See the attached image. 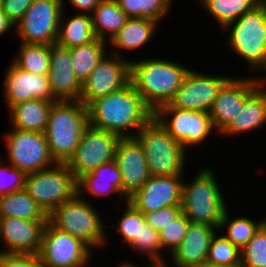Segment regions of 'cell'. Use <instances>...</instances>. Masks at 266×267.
<instances>
[{
    "label": "cell",
    "mask_w": 266,
    "mask_h": 267,
    "mask_svg": "<svg viewBox=\"0 0 266 267\" xmlns=\"http://www.w3.org/2000/svg\"><path fill=\"white\" fill-rule=\"evenodd\" d=\"M35 0H3L1 9L14 24L23 18L26 10Z\"/></svg>",
    "instance_id": "obj_43"
},
{
    "label": "cell",
    "mask_w": 266,
    "mask_h": 267,
    "mask_svg": "<svg viewBox=\"0 0 266 267\" xmlns=\"http://www.w3.org/2000/svg\"><path fill=\"white\" fill-rule=\"evenodd\" d=\"M24 189L47 215L78 194L77 178L65 163L26 174Z\"/></svg>",
    "instance_id": "obj_8"
},
{
    "label": "cell",
    "mask_w": 266,
    "mask_h": 267,
    "mask_svg": "<svg viewBox=\"0 0 266 267\" xmlns=\"http://www.w3.org/2000/svg\"><path fill=\"white\" fill-rule=\"evenodd\" d=\"M240 253L241 267H266V222Z\"/></svg>",
    "instance_id": "obj_37"
},
{
    "label": "cell",
    "mask_w": 266,
    "mask_h": 267,
    "mask_svg": "<svg viewBox=\"0 0 266 267\" xmlns=\"http://www.w3.org/2000/svg\"><path fill=\"white\" fill-rule=\"evenodd\" d=\"M89 199H83L78 194L60 204L48 215V222L58 230L69 233L71 236L82 240L92 250L104 249L108 242L104 216ZM106 226V227H105ZM108 242V243H107Z\"/></svg>",
    "instance_id": "obj_6"
},
{
    "label": "cell",
    "mask_w": 266,
    "mask_h": 267,
    "mask_svg": "<svg viewBox=\"0 0 266 267\" xmlns=\"http://www.w3.org/2000/svg\"><path fill=\"white\" fill-rule=\"evenodd\" d=\"M230 214L231 213L230 211L228 212L227 208L218 231H221L220 233L223 232L221 235L241 251V249L254 237L259 228L266 222V218H261L256 221L241 215L232 217Z\"/></svg>",
    "instance_id": "obj_30"
},
{
    "label": "cell",
    "mask_w": 266,
    "mask_h": 267,
    "mask_svg": "<svg viewBox=\"0 0 266 267\" xmlns=\"http://www.w3.org/2000/svg\"><path fill=\"white\" fill-rule=\"evenodd\" d=\"M77 184L78 195L83 199H87V195L100 199L117 194L121 199L124 198L123 203L128 201L123 195L122 176L115 159L83 174L77 179Z\"/></svg>",
    "instance_id": "obj_22"
},
{
    "label": "cell",
    "mask_w": 266,
    "mask_h": 267,
    "mask_svg": "<svg viewBox=\"0 0 266 267\" xmlns=\"http://www.w3.org/2000/svg\"><path fill=\"white\" fill-rule=\"evenodd\" d=\"M7 217L48 221V215L25 189L0 196V218Z\"/></svg>",
    "instance_id": "obj_29"
},
{
    "label": "cell",
    "mask_w": 266,
    "mask_h": 267,
    "mask_svg": "<svg viewBox=\"0 0 266 267\" xmlns=\"http://www.w3.org/2000/svg\"><path fill=\"white\" fill-rule=\"evenodd\" d=\"M182 213L181 206H168L154 212L144 214L145 221L153 229L160 232Z\"/></svg>",
    "instance_id": "obj_41"
},
{
    "label": "cell",
    "mask_w": 266,
    "mask_h": 267,
    "mask_svg": "<svg viewBox=\"0 0 266 267\" xmlns=\"http://www.w3.org/2000/svg\"><path fill=\"white\" fill-rule=\"evenodd\" d=\"M154 117L187 151L197 146L201 148L200 145L210 135H219L213 127L209 112L173 108L166 104L154 113Z\"/></svg>",
    "instance_id": "obj_9"
},
{
    "label": "cell",
    "mask_w": 266,
    "mask_h": 267,
    "mask_svg": "<svg viewBox=\"0 0 266 267\" xmlns=\"http://www.w3.org/2000/svg\"><path fill=\"white\" fill-rule=\"evenodd\" d=\"M48 80L56 100L80 101L82 84L72 68L70 49L57 43L50 45Z\"/></svg>",
    "instance_id": "obj_21"
},
{
    "label": "cell",
    "mask_w": 266,
    "mask_h": 267,
    "mask_svg": "<svg viewBox=\"0 0 266 267\" xmlns=\"http://www.w3.org/2000/svg\"><path fill=\"white\" fill-rule=\"evenodd\" d=\"M124 208L121 217L115 221V225L112 224V228L115 227V231L120 235L123 241V245L129 246L136 238L139 237L140 225L145 221L144 214L138 211L128 201L124 203ZM117 229V230H116Z\"/></svg>",
    "instance_id": "obj_36"
},
{
    "label": "cell",
    "mask_w": 266,
    "mask_h": 267,
    "mask_svg": "<svg viewBox=\"0 0 266 267\" xmlns=\"http://www.w3.org/2000/svg\"><path fill=\"white\" fill-rule=\"evenodd\" d=\"M12 62L29 73L48 75L50 70V45L20 42Z\"/></svg>",
    "instance_id": "obj_33"
},
{
    "label": "cell",
    "mask_w": 266,
    "mask_h": 267,
    "mask_svg": "<svg viewBox=\"0 0 266 267\" xmlns=\"http://www.w3.org/2000/svg\"><path fill=\"white\" fill-rule=\"evenodd\" d=\"M55 101L42 99L27 100L8 108L11 127L14 129L44 133L48 116Z\"/></svg>",
    "instance_id": "obj_26"
},
{
    "label": "cell",
    "mask_w": 266,
    "mask_h": 267,
    "mask_svg": "<svg viewBox=\"0 0 266 267\" xmlns=\"http://www.w3.org/2000/svg\"><path fill=\"white\" fill-rule=\"evenodd\" d=\"M108 48V42L98 38L89 44L69 48L72 57V68L81 84L108 52Z\"/></svg>",
    "instance_id": "obj_31"
},
{
    "label": "cell",
    "mask_w": 266,
    "mask_h": 267,
    "mask_svg": "<svg viewBox=\"0 0 266 267\" xmlns=\"http://www.w3.org/2000/svg\"><path fill=\"white\" fill-rule=\"evenodd\" d=\"M65 8L66 6L61 15L56 43L72 48L94 41L97 37L93 29L91 14L76 12L75 15L67 18Z\"/></svg>",
    "instance_id": "obj_27"
},
{
    "label": "cell",
    "mask_w": 266,
    "mask_h": 267,
    "mask_svg": "<svg viewBox=\"0 0 266 267\" xmlns=\"http://www.w3.org/2000/svg\"><path fill=\"white\" fill-rule=\"evenodd\" d=\"M67 1L71 5L70 8L77 10V13L80 11V13L91 14L101 0H66L64 4H67Z\"/></svg>",
    "instance_id": "obj_44"
},
{
    "label": "cell",
    "mask_w": 266,
    "mask_h": 267,
    "mask_svg": "<svg viewBox=\"0 0 266 267\" xmlns=\"http://www.w3.org/2000/svg\"><path fill=\"white\" fill-rule=\"evenodd\" d=\"M115 161L122 176L123 195L128 200L151 176L143 148L135 137H125L119 140Z\"/></svg>",
    "instance_id": "obj_20"
},
{
    "label": "cell",
    "mask_w": 266,
    "mask_h": 267,
    "mask_svg": "<svg viewBox=\"0 0 266 267\" xmlns=\"http://www.w3.org/2000/svg\"><path fill=\"white\" fill-rule=\"evenodd\" d=\"M262 0H197L198 6L215 18L222 30L228 23L235 21L253 9ZM201 4V5H200Z\"/></svg>",
    "instance_id": "obj_32"
},
{
    "label": "cell",
    "mask_w": 266,
    "mask_h": 267,
    "mask_svg": "<svg viewBox=\"0 0 266 267\" xmlns=\"http://www.w3.org/2000/svg\"><path fill=\"white\" fill-rule=\"evenodd\" d=\"M159 23L146 18H128L125 25L108 42L112 54L124 58L125 52L136 51L153 41ZM123 52V53H122Z\"/></svg>",
    "instance_id": "obj_25"
},
{
    "label": "cell",
    "mask_w": 266,
    "mask_h": 267,
    "mask_svg": "<svg viewBox=\"0 0 266 267\" xmlns=\"http://www.w3.org/2000/svg\"><path fill=\"white\" fill-rule=\"evenodd\" d=\"M7 67L2 83L7 109L12 105L33 99L57 101L51 93L48 75L29 73L17 67L12 61Z\"/></svg>",
    "instance_id": "obj_18"
},
{
    "label": "cell",
    "mask_w": 266,
    "mask_h": 267,
    "mask_svg": "<svg viewBox=\"0 0 266 267\" xmlns=\"http://www.w3.org/2000/svg\"><path fill=\"white\" fill-rule=\"evenodd\" d=\"M262 77L232 76L220 89L209 111L213 127L221 133L244 106L245 99L264 81Z\"/></svg>",
    "instance_id": "obj_16"
},
{
    "label": "cell",
    "mask_w": 266,
    "mask_h": 267,
    "mask_svg": "<svg viewBox=\"0 0 266 267\" xmlns=\"http://www.w3.org/2000/svg\"><path fill=\"white\" fill-rule=\"evenodd\" d=\"M174 0H139V18H146L161 23L170 13ZM171 7V8H170Z\"/></svg>",
    "instance_id": "obj_40"
},
{
    "label": "cell",
    "mask_w": 266,
    "mask_h": 267,
    "mask_svg": "<svg viewBox=\"0 0 266 267\" xmlns=\"http://www.w3.org/2000/svg\"><path fill=\"white\" fill-rule=\"evenodd\" d=\"M92 253L82 240L47 223L38 253L44 267H90Z\"/></svg>",
    "instance_id": "obj_12"
},
{
    "label": "cell",
    "mask_w": 266,
    "mask_h": 267,
    "mask_svg": "<svg viewBox=\"0 0 266 267\" xmlns=\"http://www.w3.org/2000/svg\"><path fill=\"white\" fill-rule=\"evenodd\" d=\"M25 178L23 171L0 159V196L24 189Z\"/></svg>",
    "instance_id": "obj_39"
},
{
    "label": "cell",
    "mask_w": 266,
    "mask_h": 267,
    "mask_svg": "<svg viewBox=\"0 0 266 267\" xmlns=\"http://www.w3.org/2000/svg\"><path fill=\"white\" fill-rule=\"evenodd\" d=\"M184 176H150L128 202L142 214L168 206H181Z\"/></svg>",
    "instance_id": "obj_17"
},
{
    "label": "cell",
    "mask_w": 266,
    "mask_h": 267,
    "mask_svg": "<svg viewBox=\"0 0 266 267\" xmlns=\"http://www.w3.org/2000/svg\"><path fill=\"white\" fill-rule=\"evenodd\" d=\"M128 18H139V0H116Z\"/></svg>",
    "instance_id": "obj_45"
},
{
    "label": "cell",
    "mask_w": 266,
    "mask_h": 267,
    "mask_svg": "<svg viewBox=\"0 0 266 267\" xmlns=\"http://www.w3.org/2000/svg\"><path fill=\"white\" fill-rule=\"evenodd\" d=\"M107 52L82 83L80 101L87 107L97 98L109 95L130 83V61Z\"/></svg>",
    "instance_id": "obj_15"
},
{
    "label": "cell",
    "mask_w": 266,
    "mask_h": 267,
    "mask_svg": "<svg viewBox=\"0 0 266 267\" xmlns=\"http://www.w3.org/2000/svg\"><path fill=\"white\" fill-rule=\"evenodd\" d=\"M218 229L204 223H190L182 243L170 254L177 267H191L206 262L212 237Z\"/></svg>",
    "instance_id": "obj_23"
},
{
    "label": "cell",
    "mask_w": 266,
    "mask_h": 267,
    "mask_svg": "<svg viewBox=\"0 0 266 267\" xmlns=\"http://www.w3.org/2000/svg\"><path fill=\"white\" fill-rule=\"evenodd\" d=\"M129 248L137 252V255L147 257L146 260L165 258L160 242L159 232L153 229L146 221L140 225L139 237L136 238Z\"/></svg>",
    "instance_id": "obj_35"
},
{
    "label": "cell",
    "mask_w": 266,
    "mask_h": 267,
    "mask_svg": "<svg viewBox=\"0 0 266 267\" xmlns=\"http://www.w3.org/2000/svg\"><path fill=\"white\" fill-rule=\"evenodd\" d=\"M266 124V80L246 99L243 108L229 125L219 134L222 137L246 135L265 127ZM246 133V134H245Z\"/></svg>",
    "instance_id": "obj_24"
},
{
    "label": "cell",
    "mask_w": 266,
    "mask_h": 267,
    "mask_svg": "<svg viewBox=\"0 0 266 267\" xmlns=\"http://www.w3.org/2000/svg\"><path fill=\"white\" fill-rule=\"evenodd\" d=\"M206 262L214 265L241 267V253L234 244L221 235L220 231H217L211 239Z\"/></svg>",
    "instance_id": "obj_34"
},
{
    "label": "cell",
    "mask_w": 266,
    "mask_h": 267,
    "mask_svg": "<svg viewBox=\"0 0 266 267\" xmlns=\"http://www.w3.org/2000/svg\"><path fill=\"white\" fill-rule=\"evenodd\" d=\"M10 31L12 32V35H15V25L9 20L7 15L3 12V10L0 8V37Z\"/></svg>",
    "instance_id": "obj_46"
},
{
    "label": "cell",
    "mask_w": 266,
    "mask_h": 267,
    "mask_svg": "<svg viewBox=\"0 0 266 267\" xmlns=\"http://www.w3.org/2000/svg\"><path fill=\"white\" fill-rule=\"evenodd\" d=\"M190 221L181 213L173 222L159 232L163 251L170 255L183 241L190 225Z\"/></svg>",
    "instance_id": "obj_38"
},
{
    "label": "cell",
    "mask_w": 266,
    "mask_h": 267,
    "mask_svg": "<svg viewBox=\"0 0 266 267\" xmlns=\"http://www.w3.org/2000/svg\"><path fill=\"white\" fill-rule=\"evenodd\" d=\"M190 69L168 103L170 107L209 112L220 89L231 78Z\"/></svg>",
    "instance_id": "obj_14"
},
{
    "label": "cell",
    "mask_w": 266,
    "mask_h": 267,
    "mask_svg": "<svg viewBox=\"0 0 266 267\" xmlns=\"http://www.w3.org/2000/svg\"><path fill=\"white\" fill-rule=\"evenodd\" d=\"M223 31L228 33L225 40L227 49L237 54L238 59L246 61L249 73L266 80V0L228 23ZM262 72L265 75L260 76Z\"/></svg>",
    "instance_id": "obj_3"
},
{
    "label": "cell",
    "mask_w": 266,
    "mask_h": 267,
    "mask_svg": "<svg viewBox=\"0 0 266 267\" xmlns=\"http://www.w3.org/2000/svg\"><path fill=\"white\" fill-rule=\"evenodd\" d=\"M48 221L0 218V253L38 254ZM2 249V250H1Z\"/></svg>",
    "instance_id": "obj_19"
},
{
    "label": "cell",
    "mask_w": 266,
    "mask_h": 267,
    "mask_svg": "<svg viewBox=\"0 0 266 267\" xmlns=\"http://www.w3.org/2000/svg\"><path fill=\"white\" fill-rule=\"evenodd\" d=\"M166 259L167 258L147 260V262H149L150 264H146V266L144 265V267H177L170 259H168L170 262ZM141 266L142 265H140V267Z\"/></svg>",
    "instance_id": "obj_47"
},
{
    "label": "cell",
    "mask_w": 266,
    "mask_h": 267,
    "mask_svg": "<svg viewBox=\"0 0 266 267\" xmlns=\"http://www.w3.org/2000/svg\"><path fill=\"white\" fill-rule=\"evenodd\" d=\"M6 132L3 136L7 151L5 162L13 167L30 174L56 163L51 157L44 133L14 128Z\"/></svg>",
    "instance_id": "obj_10"
},
{
    "label": "cell",
    "mask_w": 266,
    "mask_h": 267,
    "mask_svg": "<svg viewBox=\"0 0 266 267\" xmlns=\"http://www.w3.org/2000/svg\"><path fill=\"white\" fill-rule=\"evenodd\" d=\"M134 137L143 148L150 175L185 176L188 151L154 116Z\"/></svg>",
    "instance_id": "obj_7"
},
{
    "label": "cell",
    "mask_w": 266,
    "mask_h": 267,
    "mask_svg": "<svg viewBox=\"0 0 266 267\" xmlns=\"http://www.w3.org/2000/svg\"><path fill=\"white\" fill-rule=\"evenodd\" d=\"M88 125V108L81 101L57 100L52 104L44 135L56 163L70 159Z\"/></svg>",
    "instance_id": "obj_4"
},
{
    "label": "cell",
    "mask_w": 266,
    "mask_h": 267,
    "mask_svg": "<svg viewBox=\"0 0 266 267\" xmlns=\"http://www.w3.org/2000/svg\"><path fill=\"white\" fill-rule=\"evenodd\" d=\"M0 267H44L38 254L0 253Z\"/></svg>",
    "instance_id": "obj_42"
},
{
    "label": "cell",
    "mask_w": 266,
    "mask_h": 267,
    "mask_svg": "<svg viewBox=\"0 0 266 267\" xmlns=\"http://www.w3.org/2000/svg\"><path fill=\"white\" fill-rule=\"evenodd\" d=\"M194 176L190 182L183 179L182 213L192 223H204L218 229L228 208L218 176L210 166H203Z\"/></svg>",
    "instance_id": "obj_5"
},
{
    "label": "cell",
    "mask_w": 266,
    "mask_h": 267,
    "mask_svg": "<svg viewBox=\"0 0 266 267\" xmlns=\"http://www.w3.org/2000/svg\"><path fill=\"white\" fill-rule=\"evenodd\" d=\"M91 17L96 37L107 42L125 25L128 19L116 0H101L91 13Z\"/></svg>",
    "instance_id": "obj_28"
},
{
    "label": "cell",
    "mask_w": 266,
    "mask_h": 267,
    "mask_svg": "<svg viewBox=\"0 0 266 267\" xmlns=\"http://www.w3.org/2000/svg\"><path fill=\"white\" fill-rule=\"evenodd\" d=\"M189 70L172 59L140 58L130 61V82L155 113L170 102Z\"/></svg>",
    "instance_id": "obj_2"
},
{
    "label": "cell",
    "mask_w": 266,
    "mask_h": 267,
    "mask_svg": "<svg viewBox=\"0 0 266 267\" xmlns=\"http://www.w3.org/2000/svg\"><path fill=\"white\" fill-rule=\"evenodd\" d=\"M191 267H228V266L214 265V264H211V263H208V262H204L202 264L191 266Z\"/></svg>",
    "instance_id": "obj_49"
},
{
    "label": "cell",
    "mask_w": 266,
    "mask_h": 267,
    "mask_svg": "<svg viewBox=\"0 0 266 267\" xmlns=\"http://www.w3.org/2000/svg\"><path fill=\"white\" fill-rule=\"evenodd\" d=\"M65 0H35L15 25V37L27 44L56 43Z\"/></svg>",
    "instance_id": "obj_11"
},
{
    "label": "cell",
    "mask_w": 266,
    "mask_h": 267,
    "mask_svg": "<svg viewBox=\"0 0 266 267\" xmlns=\"http://www.w3.org/2000/svg\"><path fill=\"white\" fill-rule=\"evenodd\" d=\"M3 0H0V8L2 7Z\"/></svg>",
    "instance_id": "obj_50"
},
{
    "label": "cell",
    "mask_w": 266,
    "mask_h": 267,
    "mask_svg": "<svg viewBox=\"0 0 266 267\" xmlns=\"http://www.w3.org/2000/svg\"><path fill=\"white\" fill-rule=\"evenodd\" d=\"M120 136L88 125L74 154L65 163L78 179L100 165L115 159Z\"/></svg>",
    "instance_id": "obj_13"
},
{
    "label": "cell",
    "mask_w": 266,
    "mask_h": 267,
    "mask_svg": "<svg viewBox=\"0 0 266 267\" xmlns=\"http://www.w3.org/2000/svg\"><path fill=\"white\" fill-rule=\"evenodd\" d=\"M87 108L90 126L121 138L134 137L154 116L131 82L119 91L95 99Z\"/></svg>",
    "instance_id": "obj_1"
},
{
    "label": "cell",
    "mask_w": 266,
    "mask_h": 267,
    "mask_svg": "<svg viewBox=\"0 0 266 267\" xmlns=\"http://www.w3.org/2000/svg\"><path fill=\"white\" fill-rule=\"evenodd\" d=\"M116 267H138V265H136L135 262L133 263L132 261H129L128 258L127 260L125 258L122 262L120 261Z\"/></svg>",
    "instance_id": "obj_48"
}]
</instances>
